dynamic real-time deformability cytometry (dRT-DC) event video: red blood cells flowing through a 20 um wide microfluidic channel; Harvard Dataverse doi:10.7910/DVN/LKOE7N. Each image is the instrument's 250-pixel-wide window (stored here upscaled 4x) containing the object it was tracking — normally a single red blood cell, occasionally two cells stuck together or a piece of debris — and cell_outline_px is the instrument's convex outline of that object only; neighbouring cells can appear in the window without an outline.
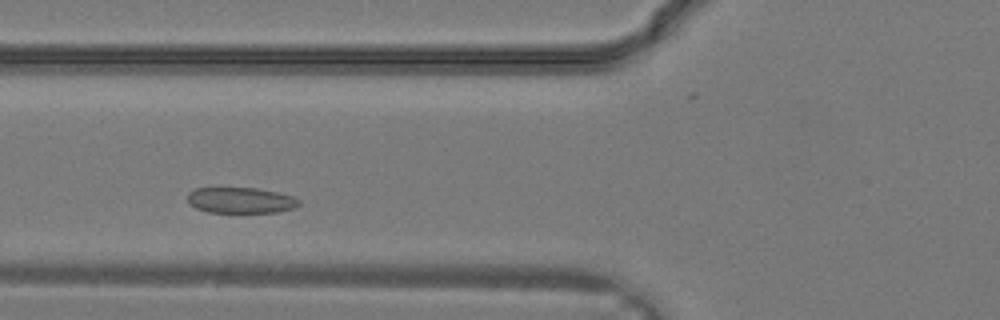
{"species": "common noctule bat (a hibernating species)", "species_latin": "Nyctalus noctula", "temperature_condition": "warm", "stored_images_in_passage": 25, "camera_frame_rate_fps": 3000, "um_per_image_px": 0.085, "animal": {"sex": "male", "body_mass_g": 19.2, "forearm_length_mm": 51.8}, "frame": {"image": 1, "passage_image": 5, "time_ms": 1.333, "image_size_px": [1000, 320], "cell_outline_px": [[300, 204], [292, 208], [276, 212], [208, 212], [196, 208], [188, 204], [188, 192], [196, 188], [256, 188], [276, 192], [292, 196], [300, 200]], "centroid_in_image_um": [20.42, 17.02], "position_along_channel_um": 105.4, "area_um2": 16.65}}
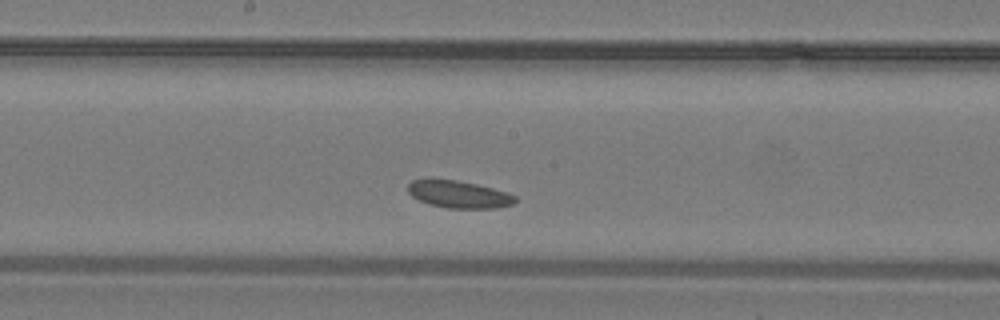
{"frame": {"image": 2, "passage_image": 10, "time_ms": 3.0, "image_size_px": [1000, 320], "cell_outline_px": [[516, 200], [512, 204], [492, 208], [448, 208], [428, 204], [412, 196], [408, 192], [408, 184], [412, 180], [456, 180], [476, 184], [492, 188], [516, 196]], "centroid_in_image_um": [38.98, 16.53], "position_along_channel_um": 209.2, "area_um2": 16.65}}
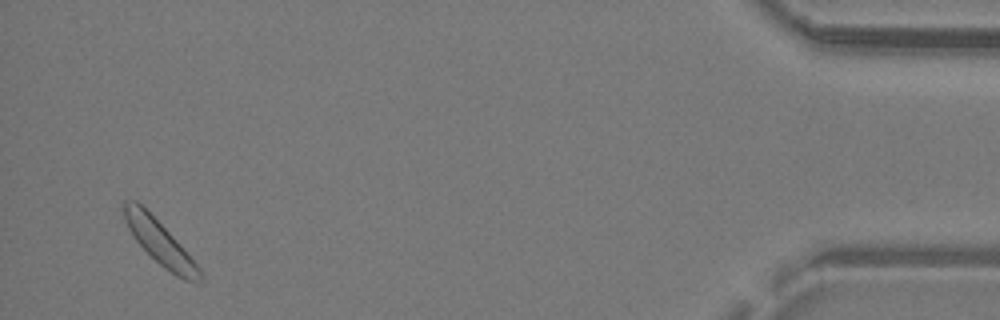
{"frame": {"image": 3, "passage_image": 24, "time_ms": 7.667, "image_size_px": [1000, 320], "cell_outline_px": [[204, 280], [184, 280], [176, 276], [164, 268], [136, 240], [128, 228], [124, 220], [124, 200], [136, 200], [172, 236], [200, 268], [204, 276]], "centroid_in_image_um": [13.58, 20.62], "position_along_channel_um": 421.6, "area_um2": 18.61}}